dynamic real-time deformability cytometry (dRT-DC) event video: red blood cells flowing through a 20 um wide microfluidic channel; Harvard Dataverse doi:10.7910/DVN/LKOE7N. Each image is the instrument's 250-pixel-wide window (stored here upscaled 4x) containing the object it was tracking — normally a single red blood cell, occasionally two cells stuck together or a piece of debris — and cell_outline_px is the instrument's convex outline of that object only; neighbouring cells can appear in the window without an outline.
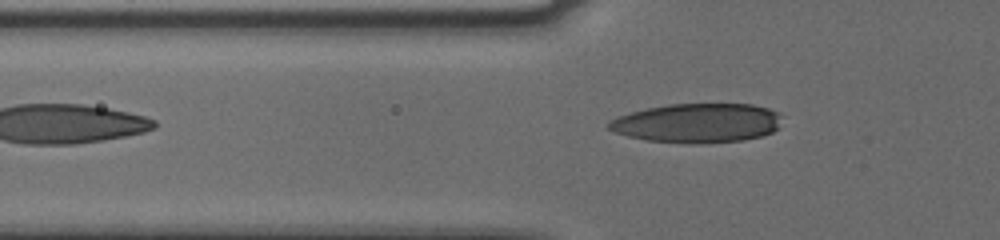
{"species": "human", "species_latin": "Homo sapiens", "temperature_condition": "cold", "stored_images_in_passage": 36, "camera_frame_rate_fps": 3000, "um_per_image_px": 0.085, "donor": {"sex": "male"}, "frame": {"image": 1, "passage_image": 4, "time_ms": 1.0, "image_size_px": [1000, 240], "cell_outline_px": [[784, 116], [780, 128], [772, 132], [760, 136], [744, 140], [700, 144], [696, 144], [648, 140], [628, 136], [616, 132], [608, 128], [608, 124], [616, 116], [648, 108], [668, 104], [752, 104], [768, 108], [780, 112]], "centroid_in_image_um": [59.37, 10.45], "position_along_channel_um": 66.4, "area_um2": 39.88}}
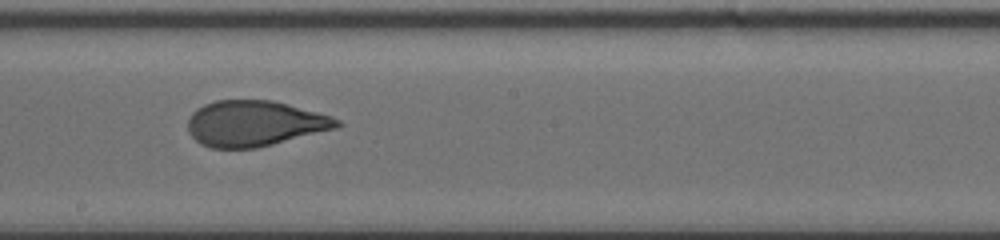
{"frame": {"image": 2, "passage_image": 17, "time_ms": 5.333, "image_size_px": [1000, 240], "cell_outline_px": [[344, 124], [336, 128], [256, 148], [212, 148], [200, 144], [188, 132], [188, 120], [192, 112], [196, 108], [204, 104], [216, 100], [272, 100], [288, 104], [332, 116], [340, 120]], "centroid_in_image_um": [21.62, 10.49], "position_along_channel_um": 226.6, "area_um2": 39.65}}
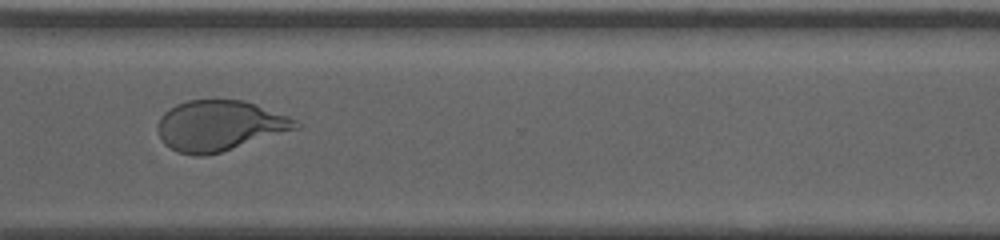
{"frame": {"image": 3, "passage_image": 27, "time_ms": 8.667, "image_size_px": [1000, 240], "cell_outline_px": [[300, 128], [220, 152], [204, 156], [196, 156], [180, 152], [164, 144], [156, 128], [156, 124], [160, 116], [164, 112], [176, 104], [188, 100], [244, 100], [288, 116], [296, 120], [300, 124]], "centroid_in_image_um": [18.64, 10.67], "position_along_channel_um": 352.0, "area_um2": 40.4}, "authors_computed_cell_mechanics": {"area_um2": 40.1132, "velocity_mm_per_s": 3.7704, "shape_relaxation_time_tau1_ms": 4.2154, "shape_relaxation_time_tau2_ms": 0.9133, "deformation_change_tau1": 0.1742, "deformation_change_tau2": 0.0739}}